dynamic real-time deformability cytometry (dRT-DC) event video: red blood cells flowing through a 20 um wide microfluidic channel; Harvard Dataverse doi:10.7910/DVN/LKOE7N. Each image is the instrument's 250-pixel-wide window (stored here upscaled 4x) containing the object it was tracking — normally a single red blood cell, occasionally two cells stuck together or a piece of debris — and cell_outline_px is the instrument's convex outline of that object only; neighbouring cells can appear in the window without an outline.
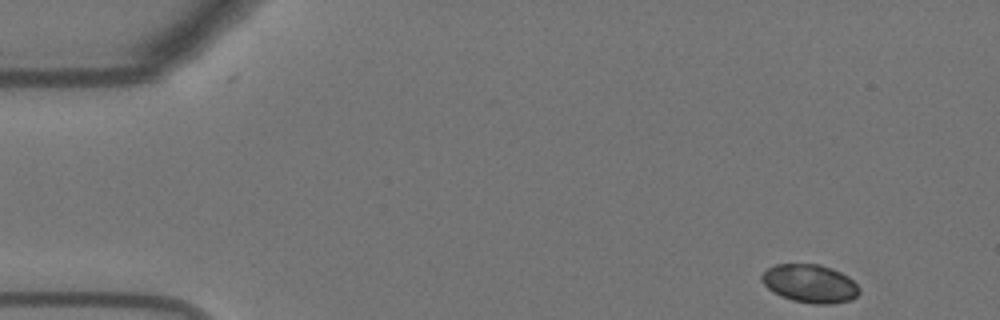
{"species": "Egyptian fruit bat (a non-hibernating species)", "species_latin": "Rousettus aegyptiacus", "temperature_condition": "warm", "stored_images_in_passage": 52, "camera_frame_rate_fps": 3000, "um_per_image_px": 0.085, "animal": {"sex": "female"}, "frame": {"image": 1, "passage_image": 1, "time_ms": 0.0, "image_size_px": [1000, 320], "cell_outline_px": [[860, 292], [856, 296], [848, 300], [832, 304], [812, 304], [792, 300], [780, 296], [772, 292], [760, 280], [760, 276], [768, 268], [776, 264], [820, 264], [840, 272], [848, 276], [860, 288]], "centroid_in_image_um": [68.82, 24.1], "position_along_channel_um": 16.2, "area_um2": 21.79}}
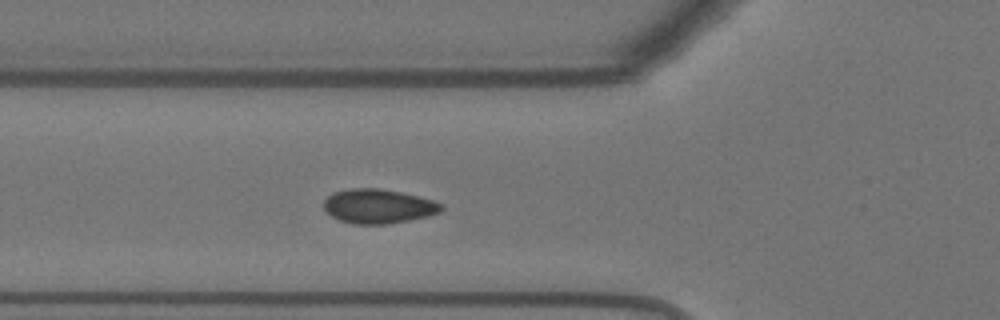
{"frame": {"image": 2, "passage_image": 16, "time_ms": 5.0, "image_size_px": [1000, 320], "cell_outline_px": [[444, 208], [440, 212], [428, 216], [388, 224], [352, 224], [340, 220], [332, 216], [324, 208], [324, 200], [332, 192], [348, 188], [380, 188], [420, 196], [444, 204]], "centroid_in_image_um": [32.17, 17.52], "position_along_channel_um": 93.6, "area_um2": 23.64}}
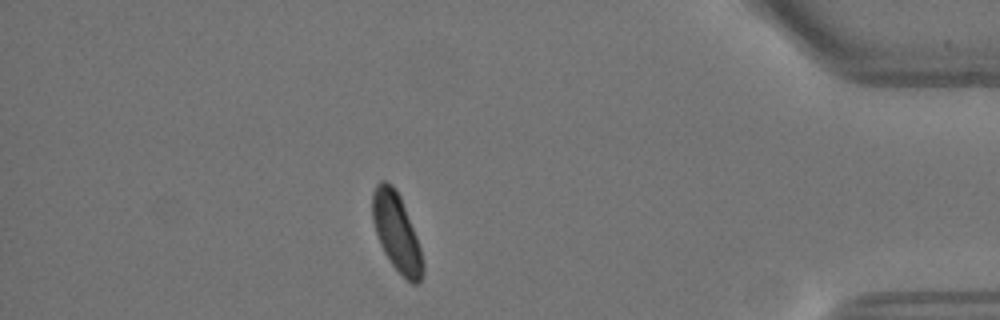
{"frame": {"image": 3, "passage_image": 45, "time_ms": 14.667, "image_size_px": [1000, 320], "cell_outline_px": [[424, 272], [420, 280], [416, 284], [412, 284], [392, 264], [384, 252], [380, 244], [372, 220], [372, 192], [376, 184], [380, 180], [384, 180], [396, 188], [400, 196], [416, 236], [420, 248], [424, 268]], "centroid_in_image_um": [33.69, 19.71], "position_along_channel_um": 401.5, "area_um2": 22.6}, "authors_computed_cell_mechanics": {"area_um2": 22.8888, "velocity_mm_per_s": 3.6141, "shape_relaxation_time_tau1_ms": 2.799, "shape_relaxation_time_tau2_ms": null, "deformation_change_tau1": 0.0679, "deformation_change_tau2": null}}